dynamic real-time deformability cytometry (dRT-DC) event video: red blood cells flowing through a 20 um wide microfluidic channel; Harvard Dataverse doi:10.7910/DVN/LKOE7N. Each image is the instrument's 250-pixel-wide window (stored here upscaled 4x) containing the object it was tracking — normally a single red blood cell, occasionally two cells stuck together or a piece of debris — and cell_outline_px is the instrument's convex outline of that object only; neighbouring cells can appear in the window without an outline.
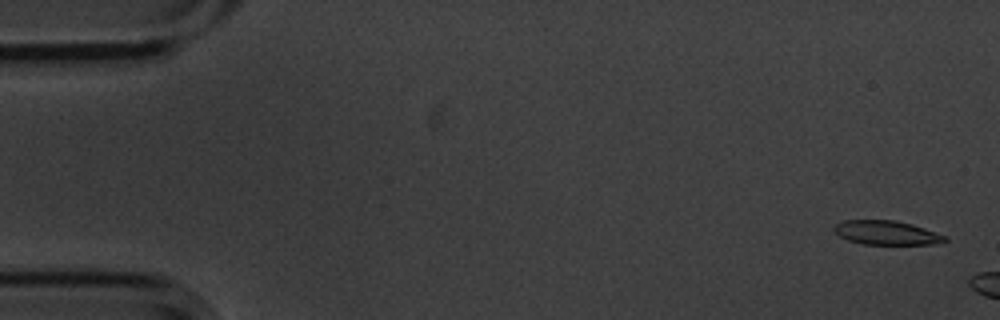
{"species": "common noctule bat (a hibernating species)", "species_latin": "Nyctalus noctula", "temperature_condition": "cold", "stored_images_in_passage": 3, "camera_frame_rate_fps": 3000, "um_per_image_px": 0.085, "animal": {"sex": "male", "body_mass_g": 20.1, "forearm_length_mm": 53.5}, "frame": {"image": 1, "passage_image": 1, "time_ms": 0.0, "image_size_px": [1000, 320], "cell_outline_px": [[948, 240], [940, 244], [864, 244], [848, 240], [840, 236], [832, 228], [836, 224], [844, 220], [896, 220], [912, 224], [924, 228], [944, 236]], "centroid_in_image_um": [75.35, 19.78], "position_along_channel_um": 9.7, "area_um2": 15.43}}